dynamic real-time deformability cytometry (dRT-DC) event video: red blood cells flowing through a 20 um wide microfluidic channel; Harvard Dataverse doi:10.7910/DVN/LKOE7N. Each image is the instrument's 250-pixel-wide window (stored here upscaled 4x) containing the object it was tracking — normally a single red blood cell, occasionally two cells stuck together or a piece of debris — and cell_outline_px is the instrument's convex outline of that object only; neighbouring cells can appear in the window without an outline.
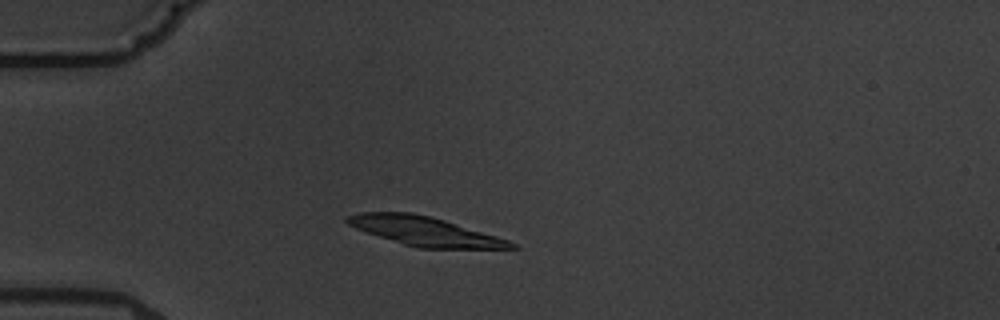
{"species": "common noctule bat (a hibernating species)", "species_latin": "Nyctalus noctula", "temperature_condition": "warm", "stored_images_in_passage": 13, "camera_frame_rate_fps": 3000, "um_per_image_px": 0.085, "animal": {"sex": "male", "body_mass_g": 19.5, "forearm_length_mm": 54.6}, "frame": {"image": 1, "passage_image": 2, "time_ms": 2.0, "image_size_px": [1000, 320], "cell_outline_px": [[520, 248], [420, 248], [404, 244], [356, 228], [348, 224], [344, 220], [348, 216], [360, 212], [412, 212], [432, 216], [496, 236], [508, 240], [516, 244]], "centroid_in_image_um": [36.11, 19.64], "position_along_channel_um": 48.9, "area_um2": 27.28}}